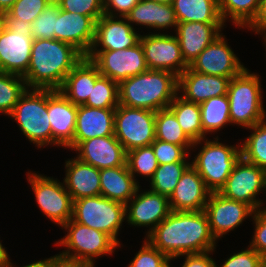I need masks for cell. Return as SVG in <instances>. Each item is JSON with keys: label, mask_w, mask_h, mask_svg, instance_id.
Returning a JSON list of instances; mask_svg holds the SVG:
<instances>
[{"label": "cell", "mask_w": 266, "mask_h": 267, "mask_svg": "<svg viewBox=\"0 0 266 267\" xmlns=\"http://www.w3.org/2000/svg\"><path fill=\"white\" fill-rule=\"evenodd\" d=\"M146 239L170 260L216 249L206 212L171 211Z\"/></svg>", "instance_id": "1"}, {"label": "cell", "mask_w": 266, "mask_h": 267, "mask_svg": "<svg viewBox=\"0 0 266 267\" xmlns=\"http://www.w3.org/2000/svg\"><path fill=\"white\" fill-rule=\"evenodd\" d=\"M83 57L71 44L56 39H35L29 68L23 76L27 88L59 90Z\"/></svg>", "instance_id": "2"}, {"label": "cell", "mask_w": 266, "mask_h": 267, "mask_svg": "<svg viewBox=\"0 0 266 267\" xmlns=\"http://www.w3.org/2000/svg\"><path fill=\"white\" fill-rule=\"evenodd\" d=\"M178 94V76L148 69L119 83V105L159 111L168 108Z\"/></svg>", "instance_id": "3"}, {"label": "cell", "mask_w": 266, "mask_h": 267, "mask_svg": "<svg viewBox=\"0 0 266 267\" xmlns=\"http://www.w3.org/2000/svg\"><path fill=\"white\" fill-rule=\"evenodd\" d=\"M219 137L213 140L203 138L194 142V148L200 149L191 161V165L202 177L206 188L210 192H219L225 185L234 165L241 158V143L226 145L221 143Z\"/></svg>", "instance_id": "4"}, {"label": "cell", "mask_w": 266, "mask_h": 267, "mask_svg": "<svg viewBox=\"0 0 266 267\" xmlns=\"http://www.w3.org/2000/svg\"><path fill=\"white\" fill-rule=\"evenodd\" d=\"M260 79L248 68L230 79L227 96L231 125L247 129L266 119Z\"/></svg>", "instance_id": "5"}, {"label": "cell", "mask_w": 266, "mask_h": 267, "mask_svg": "<svg viewBox=\"0 0 266 267\" xmlns=\"http://www.w3.org/2000/svg\"><path fill=\"white\" fill-rule=\"evenodd\" d=\"M8 117L17 123L26 139L37 148L52 145L48 89L27 88Z\"/></svg>", "instance_id": "6"}, {"label": "cell", "mask_w": 266, "mask_h": 267, "mask_svg": "<svg viewBox=\"0 0 266 267\" xmlns=\"http://www.w3.org/2000/svg\"><path fill=\"white\" fill-rule=\"evenodd\" d=\"M61 229L67 230V234L54 244L62 246L66 250L59 252L58 255L87 263L92 267H96L94 263L98 257L112 255L118 249L117 247H121L109 235L72 219Z\"/></svg>", "instance_id": "7"}, {"label": "cell", "mask_w": 266, "mask_h": 267, "mask_svg": "<svg viewBox=\"0 0 266 267\" xmlns=\"http://www.w3.org/2000/svg\"><path fill=\"white\" fill-rule=\"evenodd\" d=\"M72 220L109 235L119 246L118 234L126 222V205L102 195L73 201Z\"/></svg>", "instance_id": "8"}, {"label": "cell", "mask_w": 266, "mask_h": 267, "mask_svg": "<svg viewBox=\"0 0 266 267\" xmlns=\"http://www.w3.org/2000/svg\"><path fill=\"white\" fill-rule=\"evenodd\" d=\"M155 115L152 110L119 105L115 109L114 136L126 152L150 146L156 139Z\"/></svg>", "instance_id": "9"}, {"label": "cell", "mask_w": 266, "mask_h": 267, "mask_svg": "<svg viewBox=\"0 0 266 267\" xmlns=\"http://www.w3.org/2000/svg\"><path fill=\"white\" fill-rule=\"evenodd\" d=\"M27 181L32 187L38 207L52 223L62 227L72 219L73 201L64 183L57 178L31 171L27 172Z\"/></svg>", "instance_id": "10"}, {"label": "cell", "mask_w": 266, "mask_h": 267, "mask_svg": "<svg viewBox=\"0 0 266 267\" xmlns=\"http://www.w3.org/2000/svg\"><path fill=\"white\" fill-rule=\"evenodd\" d=\"M261 191H266V171L241 157L218 193L227 199L247 203L257 210L265 205L263 200L256 198Z\"/></svg>", "instance_id": "11"}, {"label": "cell", "mask_w": 266, "mask_h": 267, "mask_svg": "<svg viewBox=\"0 0 266 267\" xmlns=\"http://www.w3.org/2000/svg\"><path fill=\"white\" fill-rule=\"evenodd\" d=\"M86 57L97 66L101 75L117 83L148 70L140 42L122 50L89 52Z\"/></svg>", "instance_id": "12"}, {"label": "cell", "mask_w": 266, "mask_h": 267, "mask_svg": "<svg viewBox=\"0 0 266 267\" xmlns=\"http://www.w3.org/2000/svg\"><path fill=\"white\" fill-rule=\"evenodd\" d=\"M140 43L148 69L172 72L179 77L189 67L183 60L177 37L170 32L143 34Z\"/></svg>", "instance_id": "13"}, {"label": "cell", "mask_w": 266, "mask_h": 267, "mask_svg": "<svg viewBox=\"0 0 266 267\" xmlns=\"http://www.w3.org/2000/svg\"><path fill=\"white\" fill-rule=\"evenodd\" d=\"M204 211L208 216L211 233L218 241L243 224L245 219L252 218L255 210L247 203L230 200L218 192H211Z\"/></svg>", "instance_id": "14"}, {"label": "cell", "mask_w": 266, "mask_h": 267, "mask_svg": "<svg viewBox=\"0 0 266 267\" xmlns=\"http://www.w3.org/2000/svg\"><path fill=\"white\" fill-rule=\"evenodd\" d=\"M189 67L201 74L224 76L230 79L238 76L246 68L223 33L210 43Z\"/></svg>", "instance_id": "15"}, {"label": "cell", "mask_w": 266, "mask_h": 267, "mask_svg": "<svg viewBox=\"0 0 266 267\" xmlns=\"http://www.w3.org/2000/svg\"><path fill=\"white\" fill-rule=\"evenodd\" d=\"M138 187L135 195L126 204V222L135 227H149L145 238L171 212L169 199L151 190L140 191Z\"/></svg>", "instance_id": "16"}, {"label": "cell", "mask_w": 266, "mask_h": 267, "mask_svg": "<svg viewBox=\"0 0 266 267\" xmlns=\"http://www.w3.org/2000/svg\"><path fill=\"white\" fill-rule=\"evenodd\" d=\"M137 32L136 27L133 28L126 17L103 14L96 21L95 39L89 52L122 50L133 47L140 42L141 34Z\"/></svg>", "instance_id": "17"}, {"label": "cell", "mask_w": 266, "mask_h": 267, "mask_svg": "<svg viewBox=\"0 0 266 267\" xmlns=\"http://www.w3.org/2000/svg\"><path fill=\"white\" fill-rule=\"evenodd\" d=\"M78 106L59 90L48 89V118L52 128V145L73 150Z\"/></svg>", "instance_id": "18"}, {"label": "cell", "mask_w": 266, "mask_h": 267, "mask_svg": "<svg viewBox=\"0 0 266 267\" xmlns=\"http://www.w3.org/2000/svg\"><path fill=\"white\" fill-rule=\"evenodd\" d=\"M74 151L75 157L99 170L127 165V152L114 135L82 141Z\"/></svg>", "instance_id": "19"}, {"label": "cell", "mask_w": 266, "mask_h": 267, "mask_svg": "<svg viewBox=\"0 0 266 267\" xmlns=\"http://www.w3.org/2000/svg\"><path fill=\"white\" fill-rule=\"evenodd\" d=\"M96 20L90 16L65 12L58 6L54 39L73 45L87 56L95 39Z\"/></svg>", "instance_id": "20"}, {"label": "cell", "mask_w": 266, "mask_h": 267, "mask_svg": "<svg viewBox=\"0 0 266 267\" xmlns=\"http://www.w3.org/2000/svg\"><path fill=\"white\" fill-rule=\"evenodd\" d=\"M225 23L178 22L174 31L181 54L189 66L224 29Z\"/></svg>", "instance_id": "21"}, {"label": "cell", "mask_w": 266, "mask_h": 267, "mask_svg": "<svg viewBox=\"0 0 266 267\" xmlns=\"http://www.w3.org/2000/svg\"><path fill=\"white\" fill-rule=\"evenodd\" d=\"M202 177L190 164L178 181L170 195L169 206L171 211H202L210 195Z\"/></svg>", "instance_id": "22"}, {"label": "cell", "mask_w": 266, "mask_h": 267, "mask_svg": "<svg viewBox=\"0 0 266 267\" xmlns=\"http://www.w3.org/2000/svg\"><path fill=\"white\" fill-rule=\"evenodd\" d=\"M229 77L205 75L188 67L178 77V94L185 100L202 103L212 97L227 94Z\"/></svg>", "instance_id": "23"}, {"label": "cell", "mask_w": 266, "mask_h": 267, "mask_svg": "<svg viewBox=\"0 0 266 267\" xmlns=\"http://www.w3.org/2000/svg\"><path fill=\"white\" fill-rule=\"evenodd\" d=\"M33 41L26 32L5 29L0 38V72L23 77L29 68Z\"/></svg>", "instance_id": "24"}, {"label": "cell", "mask_w": 266, "mask_h": 267, "mask_svg": "<svg viewBox=\"0 0 266 267\" xmlns=\"http://www.w3.org/2000/svg\"><path fill=\"white\" fill-rule=\"evenodd\" d=\"M114 117L115 109L78 106L73 150L82 141L114 135Z\"/></svg>", "instance_id": "25"}, {"label": "cell", "mask_w": 266, "mask_h": 267, "mask_svg": "<svg viewBox=\"0 0 266 267\" xmlns=\"http://www.w3.org/2000/svg\"><path fill=\"white\" fill-rule=\"evenodd\" d=\"M65 178L62 180L72 201L82 197L100 195V170L77 157L65 161Z\"/></svg>", "instance_id": "26"}, {"label": "cell", "mask_w": 266, "mask_h": 267, "mask_svg": "<svg viewBox=\"0 0 266 267\" xmlns=\"http://www.w3.org/2000/svg\"><path fill=\"white\" fill-rule=\"evenodd\" d=\"M128 22L133 26H146L155 31H165L170 27L177 28V19L172 4H163L150 0H140L126 16Z\"/></svg>", "instance_id": "27"}, {"label": "cell", "mask_w": 266, "mask_h": 267, "mask_svg": "<svg viewBox=\"0 0 266 267\" xmlns=\"http://www.w3.org/2000/svg\"><path fill=\"white\" fill-rule=\"evenodd\" d=\"M100 75L97 66L84 56L65 77L59 91L73 104L84 105Z\"/></svg>", "instance_id": "28"}, {"label": "cell", "mask_w": 266, "mask_h": 267, "mask_svg": "<svg viewBox=\"0 0 266 267\" xmlns=\"http://www.w3.org/2000/svg\"><path fill=\"white\" fill-rule=\"evenodd\" d=\"M139 186L127 165L100 170V195L110 200L126 205Z\"/></svg>", "instance_id": "29"}, {"label": "cell", "mask_w": 266, "mask_h": 267, "mask_svg": "<svg viewBox=\"0 0 266 267\" xmlns=\"http://www.w3.org/2000/svg\"><path fill=\"white\" fill-rule=\"evenodd\" d=\"M177 22L224 23L218 0H173Z\"/></svg>", "instance_id": "30"}, {"label": "cell", "mask_w": 266, "mask_h": 267, "mask_svg": "<svg viewBox=\"0 0 266 267\" xmlns=\"http://www.w3.org/2000/svg\"><path fill=\"white\" fill-rule=\"evenodd\" d=\"M168 108L174 113L179 125L193 142L207 138L202 129L201 111L198 103L187 101L177 94Z\"/></svg>", "instance_id": "31"}, {"label": "cell", "mask_w": 266, "mask_h": 267, "mask_svg": "<svg viewBox=\"0 0 266 267\" xmlns=\"http://www.w3.org/2000/svg\"><path fill=\"white\" fill-rule=\"evenodd\" d=\"M200 105L201 122L203 132L217 133V131L231 124L229 114V99L227 94L223 96L212 97Z\"/></svg>", "instance_id": "32"}, {"label": "cell", "mask_w": 266, "mask_h": 267, "mask_svg": "<svg viewBox=\"0 0 266 267\" xmlns=\"http://www.w3.org/2000/svg\"><path fill=\"white\" fill-rule=\"evenodd\" d=\"M260 0H218L223 22L231 20L234 26L245 28L253 21L259 10Z\"/></svg>", "instance_id": "33"}, {"label": "cell", "mask_w": 266, "mask_h": 267, "mask_svg": "<svg viewBox=\"0 0 266 267\" xmlns=\"http://www.w3.org/2000/svg\"><path fill=\"white\" fill-rule=\"evenodd\" d=\"M156 139L181 146H193L194 142L179 125L174 113L169 108L160 109L155 115Z\"/></svg>", "instance_id": "34"}, {"label": "cell", "mask_w": 266, "mask_h": 267, "mask_svg": "<svg viewBox=\"0 0 266 267\" xmlns=\"http://www.w3.org/2000/svg\"><path fill=\"white\" fill-rule=\"evenodd\" d=\"M251 134L241 143V157L266 171V119L247 128Z\"/></svg>", "instance_id": "35"}, {"label": "cell", "mask_w": 266, "mask_h": 267, "mask_svg": "<svg viewBox=\"0 0 266 267\" xmlns=\"http://www.w3.org/2000/svg\"><path fill=\"white\" fill-rule=\"evenodd\" d=\"M190 164L191 162H174L159 165L149 180L151 181L149 190L169 198L181 175Z\"/></svg>", "instance_id": "36"}, {"label": "cell", "mask_w": 266, "mask_h": 267, "mask_svg": "<svg viewBox=\"0 0 266 267\" xmlns=\"http://www.w3.org/2000/svg\"><path fill=\"white\" fill-rule=\"evenodd\" d=\"M88 107L101 109H116L119 106V83L100 75L86 103Z\"/></svg>", "instance_id": "37"}, {"label": "cell", "mask_w": 266, "mask_h": 267, "mask_svg": "<svg viewBox=\"0 0 266 267\" xmlns=\"http://www.w3.org/2000/svg\"><path fill=\"white\" fill-rule=\"evenodd\" d=\"M26 89L22 76L0 72V113L8 116Z\"/></svg>", "instance_id": "38"}, {"label": "cell", "mask_w": 266, "mask_h": 267, "mask_svg": "<svg viewBox=\"0 0 266 267\" xmlns=\"http://www.w3.org/2000/svg\"><path fill=\"white\" fill-rule=\"evenodd\" d=\"M126 164L138 184L140 182H138L136 175L151 179L159 166L151 145L128 151Z\"/></svg>", "instance_id": "39"}, {"label": "cell", "mask_w": 266, "mask_h": 267, "mask_svg": "<svg viewBox=\"0 0 266 267\" xmlns=\"http://www.w3.org/2000/svg\"><path fill=\"white\" fill-rule=\"evenodd\" d=\"M151 146L159 165L174 162H190L188 161V156L191 157L189 151L191 152L193 146L175 145L158 139H155Z\"/></svg>", "instance_id": "40"}, {"label": "cell", "mask_w": 266, "mask_h": 267, "mask_svg": "<svg viewBox=\"0 0 266 267\" xmlns=\"http://www.w3.org/2000/svg\"><path fill=\"white\" fill-rule=\"evenodd\" d=\"M58 6L48 5L31 23V36L35 39H54Z\"/></svg>", "instance_id": "41"}, {"label": "cell", "mask_w": 266, "mask_h": 267, "mask_svg": "<svg viewBox=\"0 0 266 267\" xmlns=\"http://www.w3.org/2000/svg\"><path fill=\"white\" fill-rule=\"evenodd\" d=\"M142 247L128 267H167L171 260L158 249H156L146 238Z\"/></svg>", "instance_id": "42"}, {"label": "cell", "mask_w": 266, "mask_h": 267, "mask_svg": "<svg viewBox=\"0 0 266 267\" xmlns=\"http://www.w3.org/2000/svg\"><path fill=\"white\" fill-rule=\"evenodd\" d=\"M59 8L65 12L90 16L96 21L104 14L103 0H62Z\"/></svg>", "instance_id": "43"}, {"label": "cell", "mask_w": 266, "mask_h": 267, "mask_svg": "<svg viewBox=\"0 0 266 267\" xmlns=\"http://www.w3.org/2000/svg\"><path fill=\"white\" fill-rule=\"evenodd\" d=\"M47 6L45 0H16L8 13L18 20L32 23Z\"/></svg>", "instance_id": "44"}, {"label": "cell", "mask_w": 266, "mask_h": 267, "mask_svg": "<svg viewBox=\"0 0 266 267\" xmlns=\"http://www.w3.org/2000/svg\"><path fill=\"white\" fill-rule=\"evenodd\" d=\"M254 235L249 246L266 259V207L254 211Z\"/></svg>", "instance_id": "45"}, {"label": "cell", "mask_w": 266, "mask_h": 267, "mask_svg": "<svg viewBox=\"0 0 266 267\" xmlns=\"http://www.w3.org/2000/svg\"><path fill=\"white\" fill-rule=\"evenodd\" d=\"M265 262L266 259L248 245L246 250L233 253L222 265L215 267H262Z\"/></svg>", "instance_id": "46"}, {"label": "cell", "mask_w": 266, "mask_h": 267, "mask_svg": "<svg viewBox=\"0 0 266 267\" xmlns=\"http://www.w3.org/2000/svg\"><path fill=\"white\" fill-rule=\"evenodd\" d=\"M140 0H103L104 14L126 17Z\"/></svg>", "instance_id": "47"}, {"label": "cell", "mask_w": 266, "mask_h": 267, "mask_svg": "<svg viewBox=\"0 0 266 267\" xmlns=\"http://www.w3.org/2000/svg\"><path fill=\"white\" fill-rule=\"evenodd\" d=\"M214 251L183 255L185 260L181 267H215L216 261L210 257Z\"/></svg>", "instance_id": "48"}, {"label": "cell", "mask_w": 266, "mask_h": 267, "mask_svg": "<svg viewBox=\"0 0 266 267\" xmlns=\"http://www.w3.org/2000/svg\"><path fill=\"white\" fill-rule=\"evenodd\" d=\"M246 28L260 36L266 31V0H260L257 15Z\"/></svg>", "instance_id": "49"}, {"label": "cell", "mask_w": 266, "mask_h": 267, "mask_svg": "<svg viewBox=\"0 0 266 267\" xmlns=\"http://www.w3.org/2000/svg\"><path fill=\"white\" fill-rule=\"evenodd\" d=\"M4 19L6 22V29L19 33L26 32V35L31 36V23L18 20L12 17L8 12L4 13Z\"/></svg>", "instance_id": "50"}, {"label": "cell", "mask_w": 266, "mask_h": 267, "mask_svg": "<svg viewBox=\"0 0 266 267\" xmlns=\"http://www.w3.org/2000/svg\"><path fill=\"white\" fill-rule=\"evenodd\" d=\"M50 267H92L87 263L70 260L55 254L50 257Z\"/></svg>", "instance_id": "51"}, {"label": "cell", "mask_w": 266, "mask_h": 267, "mask_svg": "<svg viewBox=\"0 0 266 267\" xmlns=\"http://www.w3.org/2000/svg\"><path fill=\"white\" fill-rule=\"evenodd\" d=\"M7 267H15V265L11 261H9ZM21 267H50V258H46L44 260H39L37 262L34 261L32 263H29V264L21 266Z\"/></svg>", "instance_id": "52"}, {"label": "cell", "mask_w": 266, "mask_h": 267, "mask_svg": "<svg viewBox=\"0 0 266 267\" xmlns=\"http://www.w3.org/2000/svg\"><path fill=\"white\" fill-rule=\"evenodd\" d=\"M10 260L7 250L0 240V267H7Z\"/></svg>", "instance_id": "53"}, {"label": "cell", "mask_w": 266, "mask_h": 267, "mask_svg": "<svg viewBox=\"0 0 266 267\" xmlns=\"http://www.w3.org/2000/svg\"><path fill=\"white\" fill-rule=\"evenodd\" d=\"M16 0H0V13H7Z\"/></svg>", "instance_id": "54"}, {"label": "cell", "mask_w": 266, "mask_h": 267, "mask_svg": "<svg viewBox=\"0 0 266 267\" xmlns=\"http://www.w3.org/2000/svg\"><path fill=\"white\" fill-rule=\"evenodd\" d=\"M5 29H6V22L4 19V14L0 13V38L3 32L5 31Z\"/></svg>", "instance_id": "55"}, {"label": "cell", "mask_w": 266, "mask_h": 267, "mask_svg": "<svg viewBox=\"0 0 266 267\" xmlns=\"http://www.w3.org/2000/svg\"><path fill=\"white\" fill-rule=\"evenodd\" d=\"M48 5H56L59 6L62 0H45Z\"/></svg>", "instance_id": "56"}, {"label": "cell", "mask_w": 266, "mask_h": 267, "mask_svg": "<svg viewBox=\"0 0 266 267\" xmlns=\"http://www.w3.org/2000/svg\"><path fill=\"white\" fill-rule=\"evenodd\" d=\"M150 1H155L158 3H163V4H172L173 0H150Z\"/></svg>", "instance_id": "57"}, {"label": "cell", "mask_w": 266, "mask_h": 267, "mask_svg": "<svg viewBox=\"0 0 266 267\" xmlns=\"http://www.w3.org/2000/svg\"><path fill=\"white\" fill-rule=\"evenodd\" d=\"M261 35L263 36L264 40L263 44L265 45V51H266V31H264Z\"/></svg>", "instance_id": "58"}]
</instances>
